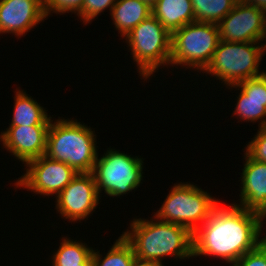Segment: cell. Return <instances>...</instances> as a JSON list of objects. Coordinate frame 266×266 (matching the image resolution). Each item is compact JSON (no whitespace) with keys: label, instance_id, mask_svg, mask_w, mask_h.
I'll return each instance as SVG.
<instances>
[{"label":"cell","instance_id":"obj_1","mask_svg":"<svg viewBox=\"0 0 266 266\" xmlns=\"http://www.w3.org/2000/svg\"><path fill=\"white\" fill-rule=\"evenodd\" d=\"M263 225L261 214L233 203H219L193 233V258L213 256L232 266L266 240L265 235L260 238Z\"/></svg>","mask_w":266,"mask_h":266},{"label":"cell","instance_id":"obj_2","mask_svg":"<svg viewBox=\"0 0 266 266\" xmlns=\"http://www.w3.org/2000/svg\"><path fill=\"white\" fill-rule=\"evenodd\" d=\"M153 217L150 220L134 218L128 227L131 230L122 234L131 244L135 256L161 264L167 256L176 260L192 258L193 233L186 227Z\"/></svg>","mask_w":266,"mask_h":266},{"label":"cell","instance_id":"obj_3","mask_svg":"<svg viewBox=\"0 0 266 266\" xmlns=\"http://www.w3.org/2000/svg\"><path fill=\"white\" fill-rule=\"evenodd\" d=\"M95 131L78 120H51L45 155L66 163L77 173H92L99 156Z\"/></svg>","mask_w":266,"mask_h":266},{"label":"cell","instance_id":"obj_4","mask_svg":"<svg viewBox=\"0 0 266 266\" xmlns=\"http://www.w3.org/2000/svg\"><path fill=\"white\" fill-rule=\"evenodd\" d=\"M261 43V44H260ZM266 43L226 42L220 39L209 65L202 72L221 80L226 87L264 74L259 71Z\"/></svg>","mask_w":266,"mask_h":266},{"label":"cell","instance_id":"obj_5","mask_svg":"<svg viewBox=\"0 0 266 266\" xmlns=\"http://www.w3.org/2000/svg\"><path fill=\"white\" fill-rule=\"evenodd\" d=\"M219 203L218 199L196 185L180 182L170 189L153 216L160 221L186 227L194 233Z\"/></svg>","mask_w":266,"mask_h":266},{"label":"cell","instance_id":"obj_6","mask_svg":"<svg viewBox=\"0 0 266 266\" xmlns=\"http://www.w3.org/2000/svg\"><path fill=\"white\" fill-rule=\"evenodd\" d=\"M124 38L144 81L161 66H170L172 34L153 15L139 23Z\"/></svg>","mask_w":266,"mask_h":266},{"label":"cell","instance_id":"obj_7","mask_svg":"<svg viewBox=\"0 0 266 266\" xmlns=\"http://www.w3.org/2000/svg\"><path fill=\"white\" fill-rule=\"evenodd\" d=\"M219 41L218 24H186L172 33L170 65L195 68L201 73L209 65Z\"/></svg>","mask_w":266,"mask_h":266},{"label":"cell","instance_id":"obj_8","mask_svg":"<svg viewBox=\"0 0 266 266\" xmlns=\"http://www.w3.org/2000/svg\"><path fill=\"white\" fill-rule=\"evenodd\" d=\"M101 158L97 157L92 174L98 194L101 191L110 197L123 196L137 189L143 181V158L107 148Z\"/></svg>","mask_w":266,"mask_h":266},{"label":"cell","instance_id":"obj_9","mask_svg":"<svg viewBox=\"0 0 266 266\" xmlns=\"http://www.w3.org/2000/svg\"><path fill=\"white\" fill-rule=\"evenodd\" d=\"M26 173L14 183L16 188L31 190L35 194L57 196L76 176L77 172L66 163L43 155L29 161Z\"/></svg>","mask_w":266,"mask_h":266},{"label":"cell","instance_id":"obj_10","mask_svg":"<svg viewBox=\"0 0 266 266\" xmlns=\"http://www.w3.org/2000/svg\"><path fill=\"white\" fill-rule=\"evenodd\" d=\"M218 27L223 41L266 43V12L254 5L236 3Z\"/></svg>","mask_w":266,"mask_h":266},{"label":"cell","instance_id":"obj_11","mask_svg":"<svg viewBox=\"0 0 266 266\" xmlns=\"http://www.w3.org/2000/svg\"><path fill=\"white\" fill-rule=\"evenodd\" d=\"M56 209L69 222L88 219L100 204L98 190L92 173H77L57 195Z\"/></svg>","mask_w":266,"mask_h":266},{"label":"cell","instance_id":"obj_12","mask_svg":"<svg viewBox=\"0 0 266 266\" xmlns=\"http://www.w3.org/2000/svg\"><path fill=\"white\" fill-rule=\"evenodd\" d=\"M50 125L9 126L1 132L0 142L14 157L27 164L46 153Z\"/></svg>","mask_w":266,"mask_h":266},{"label":"cell","instance_id":"obj_13","mask_svg":"<svg viewBox=\"0 0 266 266\" xmlns=\"http://www.w3.org/2000/svg\"><path fill=\"white\" fill-rule=\"evenodd\" d=\"M46 18L44 0H0V34L21 38Z\"/></svg>","mask_w":266,"mask_h":266},{"label":"cell","instance_id":"obj_14","mask_svg":"<svg viewBox=\"0 0 266 266\" xmlns=\"http://www.w3.org/2000/svg\"><path fill=\"white\" fill-rule=\"evenodd\" d=\"M229 87L240 90L232 115L244 122L255 123L260 120L258 127H266V71L258 77L246 79L227 88Z\"/></svg>","mask_w":266,"mask_h":266},{"label":"cell","instance_id":"obj_15","mask_svg":"<svg viewBox=\"0 0 266 266\" xmlns=\"http://www.w3.org/2000/svg\"><path fill=\"white\" fill-rule=\"evenodd\" d=\"M240 199L235 205L262 214L266 210V163L244 155Z\"/></svg>","mask_w":266,"mask_h":266},{"label":"cell","instance_id":"obj_16","mask_svg":"<svg viewBox=\"0 0 266 266\" xmlns=\"http://www.w3.org/2000/svg\"><path fill=\"white\" fill-rule=\"evenodd\" d=\"M152 15L171 34L186 24L195 22L191 0H158Z\"/></svg>","mask_w":266,"mask_h":266},{"label":"cell","instance_id":"obj_17","mask_svg":"<svg viewBox=\"0 0 266 266\" xmlns=\"http://www.w3.org/2000/svg\"><path fill=\"white\" fill-rule=\"evenodd\" d=\"M110 15L118 34L124 38L134 27L152 15V8L141 0H117Z\"/></svg>","mask_w":266,"mask_h":266},{"label":"cell","instance_id":"obj_18","mask_svg":"<svg viewBox=\"0 0 266 266\" xmlns=\"http://www.w3.org/2000/svg\"><path fill=\"white\" fill-rule=\"evenodd\" d=\"M13 118L9 126H37L50 125L51 116L40 103L33 99L26 91L15 89Z\"/></svg>","mask_w":266,"mask_h":266},{"label":"cell","instance_id":"obj_19","mask_svg":"<svg viewBox=\"0 0 266 266\" xmlns=\"http://www.w3.org/2000/svg\"><path fill=\"white\" fill-rule=\"evenodd\" d=\"M61 240L59 249L52 254V266H93L92 247L67 236Z\"/></svg>","mask_w":266,"mask_h":266},{"label":"cell","instance_id":"obj_20","mask_svg":"<svg viewBox=\"0 0 266 266\" xmlns=\"http://www.w3.org/2000/svg\"><path fill=\"white\" fill-rule=\"evenodd\" d=\"M100 251L93 249V266H131L136 257L131 244L121 234L108 253L102 258Z\"/></svg>","mask_w":266,"mask_h":266},{"label":"cell","instance_id":"obj_21","mask_svg":"<svg viewBox=\"0 0 266 266\" xmlns=\"http://www.w3.org/2000/svg\"><path fill=\"white\" fill-rule=\"evenodd\" d=\"M195 22L218 24L236 4L232 0H191Z\"/></svg>","mask_w":266,"mask_h":266},{"label":"cell","instance_id":"obj_22","mask_svg":"<svg viewBox=\"0 0 266 266\" xmlns=\"http://www.w3.org/2000/svg\"><path fill=\"white\" fill-rule=\"evenodd\" d=\"M117 0H84L82 9L76 14L85 25L91 23L99 14L109 8L110 13L112 7Z\"/></svg>","mask_w":266,"mask_h":266},{"label":"cell","instance_id":"obj_23","mask_svg":"<svg viewBox=\"0 0 266 266\" xmlns=\"http://www.w3.org/2000/svg\"><path fill=\"white\" fill-rule=\"evenodd\" d=\"M253 138L246 144L244 154L250 159L266 163V127L259 128Z\"/></svg>","mask_w":266,"mask_h":266},{"label":"cell","instance_id":"obj_24","mask_svg":"<svg viewBox=\"0 0 266 266\" xmlns=\"http://www.w3.org/2000/svg\"><path fill=\"white\" fill-rule=\"evenodd\" d=\"M84 0H44L45 15L51 13L63 15L64 13L77 14L83 7Z\"/></svg>","mask_w":266,"mask_h":266},{"label":"cell","instance_id":"obj_25","mask_svg":"<svg viewBox=\"0 0 266 266\" xmlns=\"http://www.w3.org/2000/svg\"><path fill=\"white\" fill-rule=\"evenodd\" d=\"M232 266H266V240L256 249L244 254Z\"/></svg>","mask_w":266,"mask_h":266},{"label":"cell","instance_id":"obj_26","mask_svg":"<svg viewBox=\"0 0 266 266\" xmlns=\"http://www.w3.org/2000/svg\"><path fill=\"white\" fill-rule=\"evenodd\" d=\"M131 266H164V265L156 261L142 260L135 257Z\"/></svg>","mask_w":266,"mask_h":266},{"label":"cell","instance_id":"obj_27","mask_svg":"<svg viewBox=\"0 0 266 266\" xmlns=\"http://www.w3.org/2000/svg\"><path fill=\"white\" fill-rule=\"evenodd\" d=\"M244 3L254 5L266 12V0H244Z\"/></svg>","mask_w":266,"mask_h":266},{"label":"cell","instance_id":"obj_28","mask_svg":"<svg viewBox=\"0 0 266 266\" xmlns=\"http://www.w3.org/2000/svg\"><path fill=\"white\" fill-rule=\"evenodd\" d=\"M142 2H145L150 8H153L158 0H141Z\"/></svg>","mask_w":266,"mask_h":266},{"label":"cell","instance_id":"obj_29","mask_svg":"<svg viewBox=\"0 0 266 266\" xmlns=\"http://www.w3.org/2000/svg\"><path fill=\"white\" fill-rule=\"evenodd\" d=\"M262 223H264L263 219H266V210L261 214Z\"/></svg>","mask_w":266,"mask_h":266},{"label":"cell","instance_id":"obj_30","mask_svg":"<svg viewBox=\"0 0 266 266\" xmlns=\"http://www.w3.org/2000/svg\"><path fill=\"white\" fill-rule=\"evenodd\" d=\"M232 1H234L235 3H244V0H232Z\"/></svg>","mask_w":266,"mask_h":266}]
</instances>
